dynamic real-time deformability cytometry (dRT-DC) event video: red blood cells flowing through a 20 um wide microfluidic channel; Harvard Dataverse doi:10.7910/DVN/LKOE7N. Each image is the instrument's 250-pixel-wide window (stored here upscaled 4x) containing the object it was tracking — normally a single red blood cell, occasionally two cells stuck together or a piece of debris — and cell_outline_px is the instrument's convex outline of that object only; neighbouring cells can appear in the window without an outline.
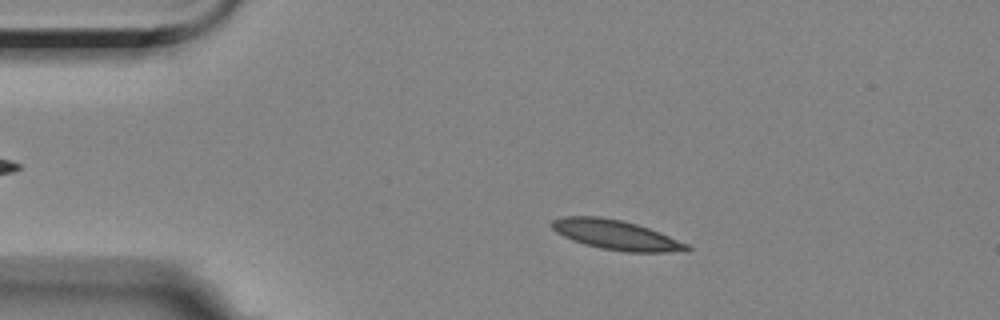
{"species": "Egyptian fruit bat (a non-hibernating species)", "species_latin": "Rousettus aegyptiacus", "temperature_condition": "room temperature", "stored_images_in_passage": 56, "camera_frame_rate_fps": 3000, "um_per_image_px": 0.085, "animal": {"sex": "female"}, "frame": {"image": 1, "passage_image": 10, "time_ms": 3.0, "image_size_px": [1000, 320], "cell_outline_px": [[692, 248], [688, 252], [624, 252], [600, 248], [584, 244], [572, 240], [556, 232], [552, 228], [552, 220], [564, 216], [600, 216], [624, 220], [660, 232], [688, 244]], "centroid_in_image_um": [52.4, 19.97], "position_along_channel_um": 32.6, "area_um2": 23.52}}
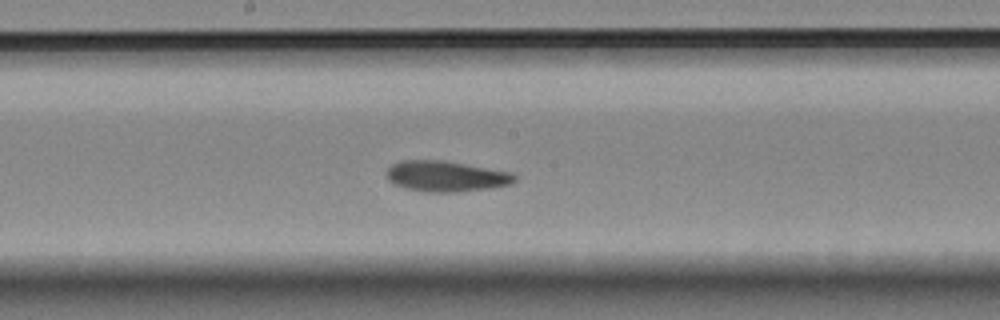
{"frame": {"image": 2, "passage_image": 29, "time_ms": 9.333, "image_size_px": [1000, 320], "cell_outline_px": [[516, 180], [512, 184], [492, 188], [456, 192], [428, 192], [408, 188], [392, 184], [388, 180], [384, 172], [392, 164], [400, 160], [444, 160], [512, 172], [516, 176]], "centroid_in_image_um": [37.9, 14.98], "position_along_channel_um": 210.3, "area_um2": 23.18}}
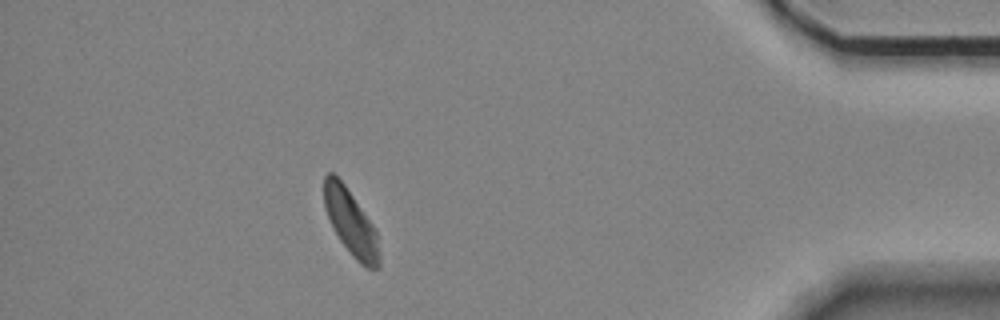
{"frame": {"image": 3, "passage_image": 50, "time_ms": 16.333, "image_size_px": [1000, 320], "cell_outline_px": [[380, 268], [368, 268], [360, 264], [352, 256], [340, 240], [324, 208], [324, 176], [328, 172], [332, 172], [344, 184], [372, 224], [376, 232], [380, 256]], "centroid_in_image_um": [29.82, 18.94], "position_along_channel_um": 405.4, "area_um2": 20.69}, "authors_computed_cell_mechanics": {"area_um2": 22.253, "velocity_mm_per_s": 3.4693, "shape_relaxation_time_tau1_ms": 8.5866, "shape_relaxation_time_tau2_ms": 4.3901, "deformation_change_tau1": 0.1961, "deformation_change_tau2": 0.1038}}